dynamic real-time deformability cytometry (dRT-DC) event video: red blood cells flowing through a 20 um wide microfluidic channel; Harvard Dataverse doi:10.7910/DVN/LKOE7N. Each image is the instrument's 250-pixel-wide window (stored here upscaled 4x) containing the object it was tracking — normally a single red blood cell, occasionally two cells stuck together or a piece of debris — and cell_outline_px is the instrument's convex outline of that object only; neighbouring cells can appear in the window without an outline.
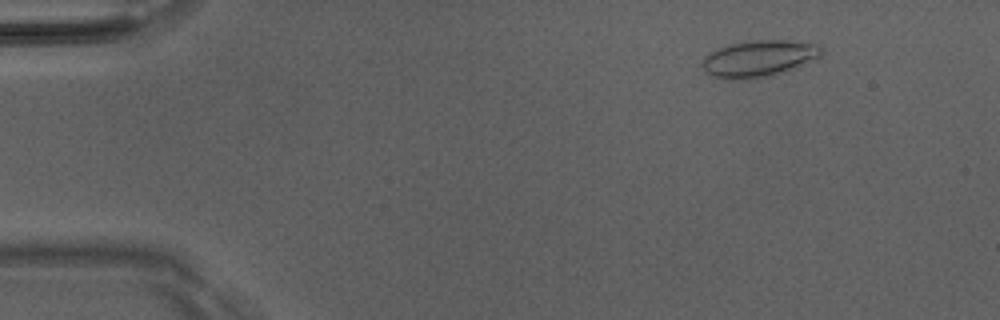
{"species": "Egyptian fruit bat (a non-hibernating species)", "species_latin": "Rousettus aegyptiacus", "temperature_condition": "room temperature", "stored_images_in_passage": 46, "camera_frame_rate_fps": 3000, "um_per_image_px": 0.085, "animal": {"sex": "male"}, "frame": {"image": 1, "passage_image": 1, "time_ms": 0.0, "image_size_px": [1000, 320], "cell_outline_px": [[824, 52], [820, 56], [772, 76], [712, 76], [704, 68], [704, 56], [716, 48], [748, 40], [784, 40], [820, 44], [824, 48]], "centroid_in_image_um": [64.58, 4.9], "position_along_channel_um": 20.4, "area_um2": 24.22}}
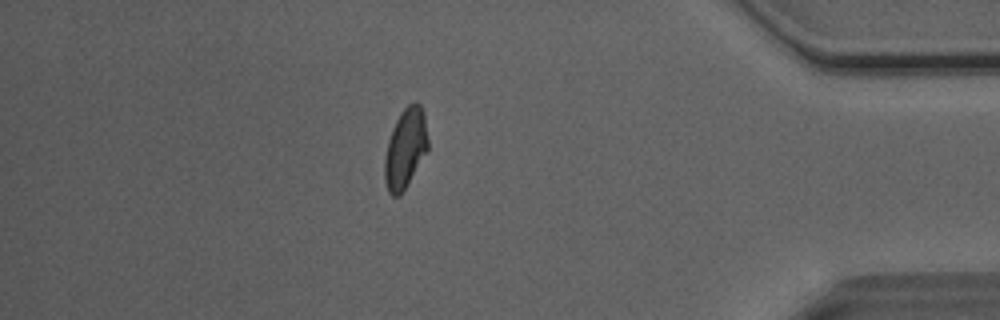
{"frame": {"image": 2, "passage_image": 39, "time_ms": 12.667, "image_size_px": [1000, 320], "cell_outline_px": [[428, 148], [400, 196], [392, 196], [388, 192], [384, 176], [384, 160], [388, 140], [396, 120], [400, 112], [408, 104], [416, 100], [420, 104], [424, 112], [428, 140]], "centroid_in_image_um": [34.45, 12.58], "position_along_channel_um": 400.8, "area_um2": 20.0}}
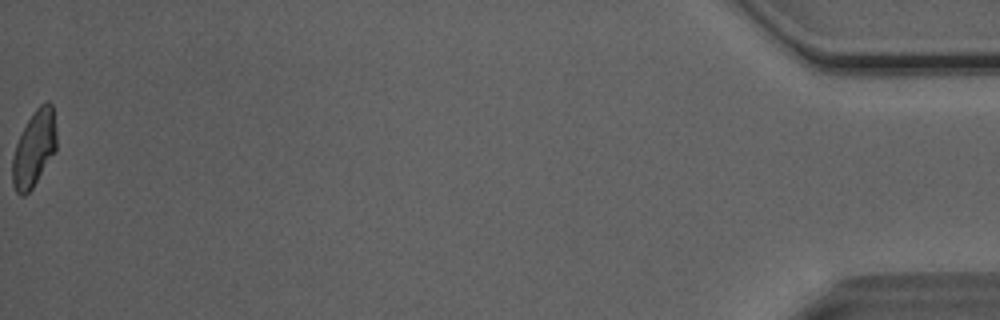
{"frame": {"image": 3, "passage_image": 46, "time_ms": 15.0, "image_size_px": [1000, 320], "cell_outline_px": [[56, 152], [32, 188], [24, 196], [20, 196], [16, 192], [12, 184], [12, 156], [16, 144], [32, 112], [40, 104], [48, 100], [52, 104], [56, 132]], "centroid_in_image_um": [2.9, 12.64], "position_along_channel_um": 432.3, "area_um2": 19.65}, "authors_computed_cell_mechanics": {"area_um2": 20.3167, "velocity_mm_per_s": 4.0608, "shape_relaxation_time_tau1_ms": 5.8498, "shape_relaxation_time_tau2_ms": 1.3797, "deformation_change_tau1": 0.1445, "deformation_change_tau2": 0.0595}}